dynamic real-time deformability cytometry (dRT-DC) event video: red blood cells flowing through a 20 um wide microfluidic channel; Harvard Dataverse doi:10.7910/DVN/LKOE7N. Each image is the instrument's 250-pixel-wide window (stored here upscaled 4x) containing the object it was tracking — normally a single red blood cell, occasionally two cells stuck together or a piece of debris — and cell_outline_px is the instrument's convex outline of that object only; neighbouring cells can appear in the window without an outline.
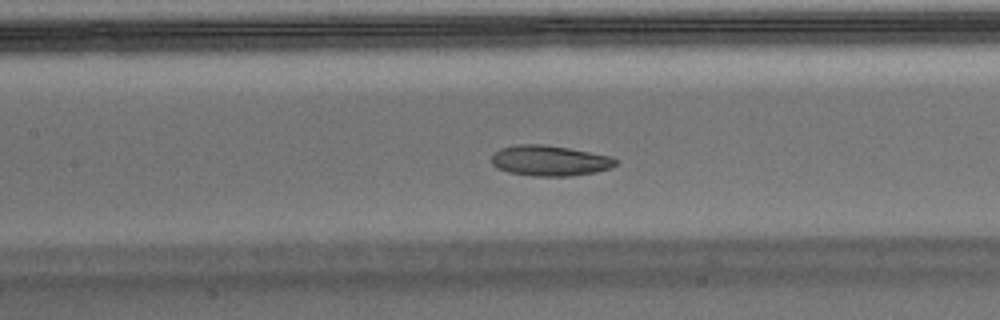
{"species": "Egyptian fruit bat (a non-hibernating species)", "species_latin": "Rousettus aegyptiacus", "temperature_condition": "warm", "stored_images_in_passage": 46, "camera_frame_rate_fps": 3000, "um_per_image_px": 0.085, "animal": {"sex": "male"}, "frame": {"image": 1, "passage_image": 20, "time_ms": 6.333, "image_size_px": [1000, 320], "cell_outline_px": [[616, 164], [612, 168], [596, 172], [572, 176], [532, 176], [508, 172], [496, 168], [492, 164], [492, 152], [500, 148], [512, 144], [544, 144], [568, 148], [612, 156], [616, 160]], "centroid_in_image_um": [46.69, 13.65], "position_along_channel_um": 160.7, "area_um2": 22.37}}
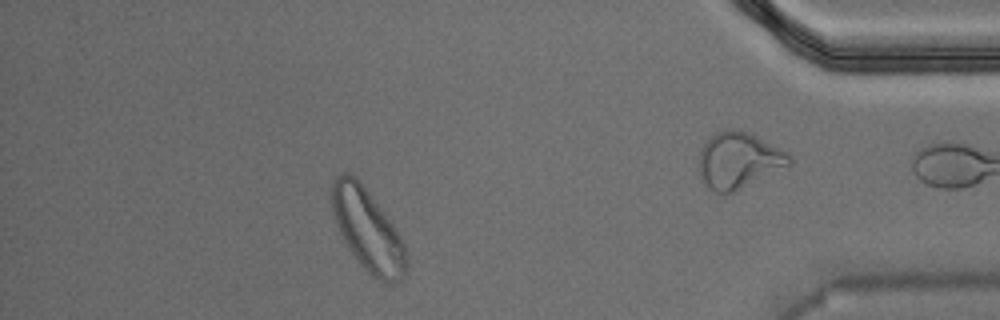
{"frame": {"image": 2, "passage_image": 40, "time_ms": 13.0, "image_size_px": [1000, 320], "cell_outline_px": [[408, 272], [400, 280], [392, 284], [384, 284], [372, 276], [360, 264], [344, 240], [336, 224], [332, 208], [332, 184], [336, 176], [340, 172], [348, 172], [356, 176], [360, 180], [384, 212], [400, 236], [404, 244], [408, 256]], "centroid_in_image_um": [31.29, 19.57], "position_along_channel_um": 403.9, "area_um2": 35.72}}